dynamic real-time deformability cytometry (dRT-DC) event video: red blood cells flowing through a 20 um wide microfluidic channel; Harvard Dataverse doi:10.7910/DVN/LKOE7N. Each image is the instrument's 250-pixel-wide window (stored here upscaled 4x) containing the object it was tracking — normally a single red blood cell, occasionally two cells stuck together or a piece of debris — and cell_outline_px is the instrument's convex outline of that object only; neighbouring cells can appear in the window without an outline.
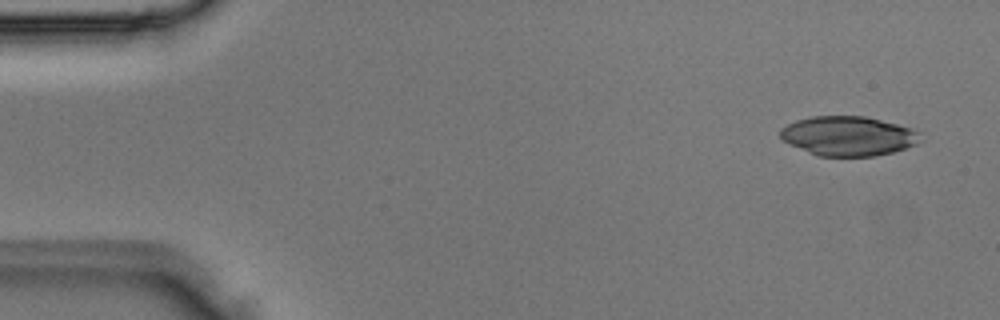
{"species": "Egyptian fruit bat (a non-hibernating species)", "species_latin": "Rousettus aegyptiacus", "temperature_condition": "room temperature", "stored_images_in_passage": 3, "camera_frame_rate_fps": 3000, "um_per_image_px": 0.085, "animal": {"sex": "male"}, "frame": {"image": 1, "passage_image": 1, "time_ms": 0.0, "image_size_px": [1000, 320], "cell_outline_px": [[924, 140], [916, 144], [892, 152], [876, 156], [816, 156], [784, 140], [780, 136], [780, 128], [796, 120], [812, 116], [864, 116], [912, 128], [920, 132]], "centroid_in_image_um": [72.14, 11.56], "position_along_channel_um": 12.9, "area_um2": 32.19}}